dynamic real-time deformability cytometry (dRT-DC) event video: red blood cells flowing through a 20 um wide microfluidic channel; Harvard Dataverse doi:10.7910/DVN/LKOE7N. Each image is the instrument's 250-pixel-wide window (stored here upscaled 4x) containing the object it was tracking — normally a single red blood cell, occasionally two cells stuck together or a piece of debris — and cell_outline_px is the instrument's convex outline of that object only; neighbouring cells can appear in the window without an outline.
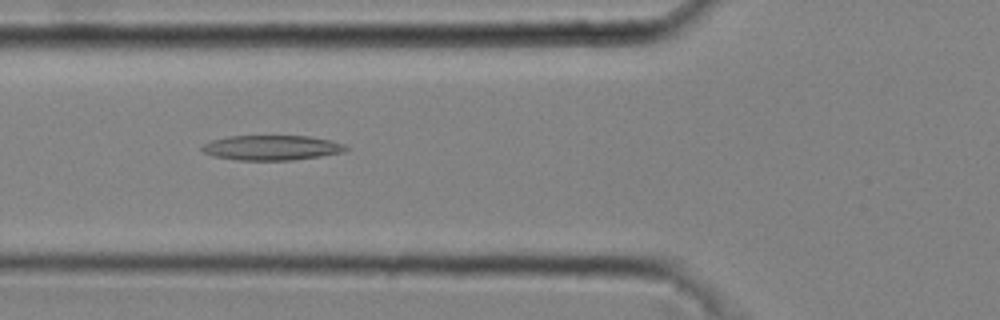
{"species": "common noctule bat (a hibernating species)", "species_latin": "Nyctalus noctula", "temperature_condition": "cold", "stored_images_in_passage": 41, "camera_frame_rate_fps": 3000, "um_per_image_px": 0.085, "animal": {"sex": "male", "body_mass_g": 20.4}, "frame": {"image": 1, "passage_image": 14, "time_ms": 4.333, "image_size_px": [1000, 320], "cell_outline_px": [[348, 148], [344, 152], [320, 156], [292, 160], [236, 160], [212, 156], [204, 152], [200, 148], [204, 144], [212, 140], [228, 136], [308, 136], [332, 140], [344, 144]], "centroid_in_image_um": [23.09, 12.55], "position_along_channel_um": 102.7, "area_um2": 20.92}}
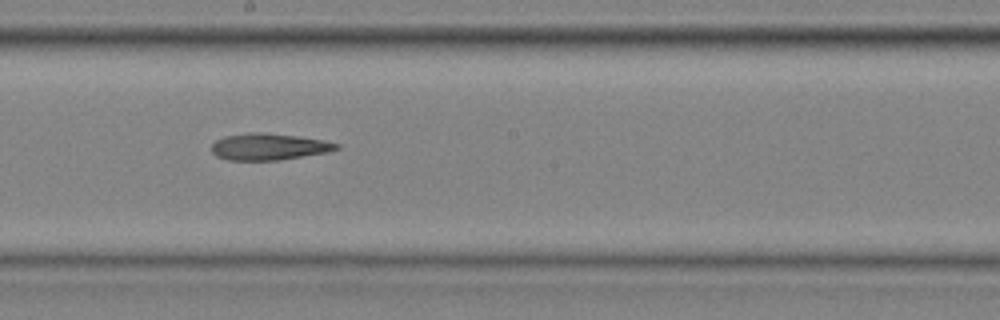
{"frame": {"image": 2, "passage_image": 23, "time_ms": 7.333, "image_size_px": [1000, 320], "cell_outline_px": [[340, 148], [328, 152], [280, 160], [228, 160], [216, 156], [212, 152], [212, 144], [216, 140], [224, 136], [248, 132], [264, 132], [296, 136], [324, 140], [340, 144]], "centroid_in_image_um": [22.85, 12.46], "position_along_channel_um": 225.4, "area_um2": 19.48}}
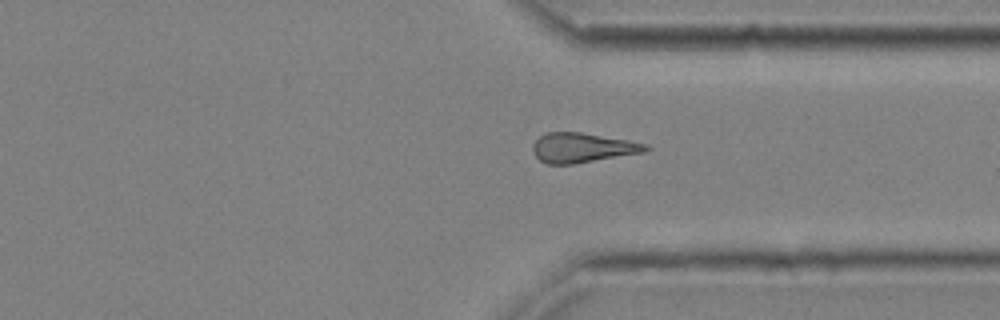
{"frame": {"image": 3, "passage_image": 33, "time_ms": 10.667, "image_size_px": [1000, 320], "cell_outline_px": [[652, 148], [644, 152], [572, 164], [548, 164], [540, 160], [536, 156], [532, 148], [532, 144], [540, 136], [548, 132], [580, 132], [628, 140], [648, 144]], "centroid_in_image_um": [49.51, 12.55], "position_along_channel_um": 361.9, "area_um2": 19.36}}